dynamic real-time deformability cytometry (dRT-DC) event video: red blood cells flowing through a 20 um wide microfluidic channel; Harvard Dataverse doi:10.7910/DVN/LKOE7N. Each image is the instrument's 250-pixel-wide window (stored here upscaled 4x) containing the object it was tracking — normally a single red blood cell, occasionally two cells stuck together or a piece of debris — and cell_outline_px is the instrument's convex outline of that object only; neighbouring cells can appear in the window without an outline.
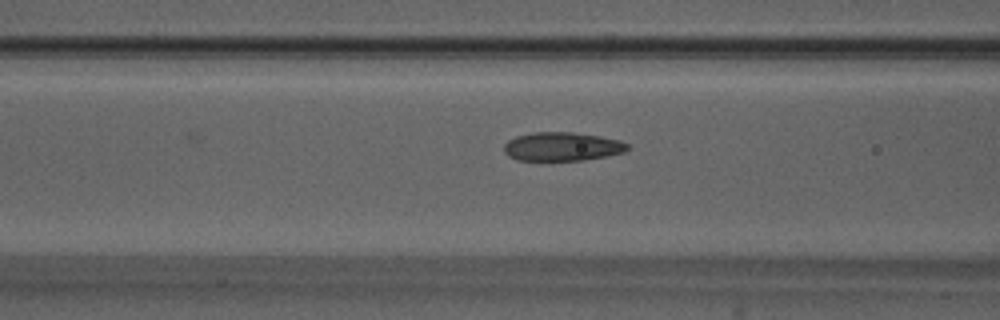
{"species": "Egyptian fruit bat (a non-hibernating species)", "species_latin": "Rousettus aegyptiacus", "temperature_condition": "warm", "stored_images_in_passage": 34, "camera_frame_rate_fps": 3000, "um_per_image_px": 0.085, "animal": {"sex": "male"}, "frame": {"image": 1, "passage_image": 6, "time_ms": 1.667, "image_size_px": [1000, 320], "cell_outline_px": [[628, 148], [624, 152], [584, 160], [516, 160], [508, 156], [504, 152], [504, 144], [508, 140], [516, 136], [532, 132], [572, 132], [600, 136], [620, 140], [628, 144]], "centroid_in_image_um": [47.75, 12.45], "position_along_channel_um": 118.9, "area_um2": 20.63}}
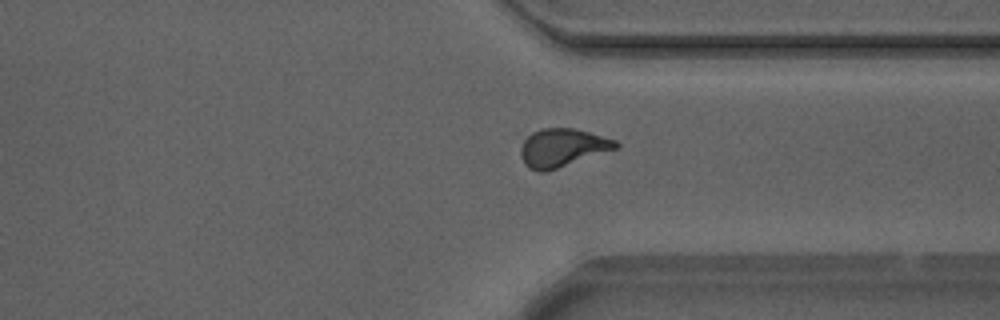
{"frame": {"image": 2, "passage_image": 25, "time_ms": 8.0, "image_size_px": [1000, 320], "cell_outline_px": [[620, 148], [544, 172], [540, 172], [528, 168], [524, 164], [520, 156], [520, 148], [524, 140], [532, 132], [540, 128], [572, 128], [588, 132], [616, 140], [620, 144]], "centroid_in_image_um": [47.8, 12.56], "position_along_channel_um": 363.6, "area_um2": 21.21}}
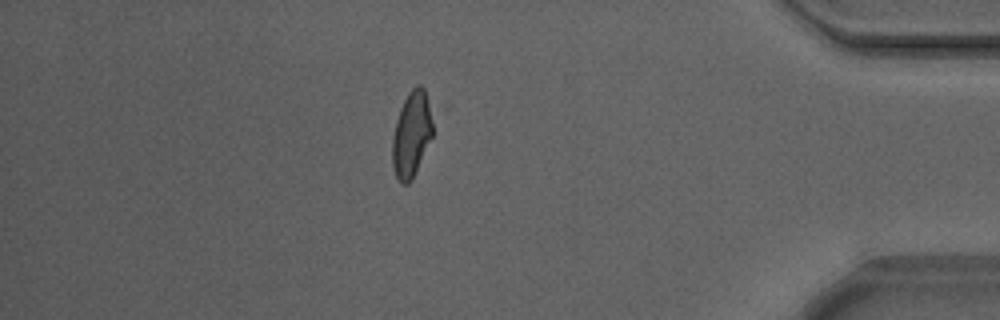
{"frame": {"image": 3, "passage_image": 31, "time_ms": 10.0, "image_size_px": [1000, 320], "cell_outline_px": [[432, 136], [412, 180], [408, 184], [400, 184], [392, 168], [392, 136], [396, 120], [400, 108], [408, 92], [416, 84], [420, 84], [424, 88], [428, 104], [432, 124]], "centroid_in_image_um": [34.94, 11.44], "position_along_channel_um": 400.3, "area_um2": 20.06}}